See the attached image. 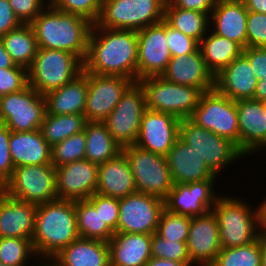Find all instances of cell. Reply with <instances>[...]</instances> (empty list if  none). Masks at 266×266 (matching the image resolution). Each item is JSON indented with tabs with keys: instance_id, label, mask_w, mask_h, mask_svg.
Returning a JSON list of instances; mask_svg holds the SVG:
<instances>
[{
	"instance_id": "12",
	"label": "cell",
	"mask_w": 266,
	"mask_h": 266,
	"mask_svg": "<svg viewBox=\"0 0 266 266\" xmlns=\"http://www.w3.org/2000/svg\"><path fill=\"white\" fill-rule=\"evenodd\" d=\"M145 110L143 88L138 82H134L122 95L114 110L102 121L122 149L135 144Z\"/></svg>"
},
{
	"instance_id": "25",
	"label": "cell",
	"mask_w": 266,
	"mask_h": 266,
	"mask_svg": "<svg viewBox=\"0 0 266 266\" xmlns=\"http://www.w3.org/2000/svg\"><path fill=\"white\" fill-rule=\"evenodd\" d=\"M166 159L174 184L216 180L218 177L203 163L192 147L180 138L168 151Z\"/></svg>"
},
{
	"instance_id": "45",
	"label": "cell",
	"mask_w": 266,
	"mask_h": 266,
	"mask_svg": "<svg viewBox=\"0 0 266 266\" xmlns=\"http://www.w3.org/2000/svg\"><path fill=\"white\" fill-rule=\"evenodd\" d=\"M87 200L95 207L96 211L100 212L102 220L108 225V227L114 233H117L119 199L95 193Z\"/></svg>"
},
{
	"instance_id": "23",
	"label": "cell",
	"mask_w": 266,
	"mask_h": 266,
	"mask_svg": "<svg viewBox=\"0 0 266 266\" xmlns=\"http://www.w3.org/2000/svg\"><path fill=\"white\" fill-rule=\"evenodd\" d=\"M248 10L242 0H217L210 14V31L247 47ZM212 19V20H211Z\"/></svg>"
},
{
	"instance_id": "19",
	"label": "cell",
	"mask_w": 266,
	"mask_h": 266,
	"mask_svg": "<svg viewBox=\"0 0 266 266\" xmlns=\"http://www.w3.org/2000/svg\"><path fill=\"white\" fill-rule=\"evenodd\" d=\"M98 164L87 159L58 166L56 192L59 200H87L96 193Z\"/></svg>"
},
{
	"instance_id": "50",
	"label": "cell",
	"mask_w": 266,
	"mask_h": 266,
	"mask_svg": "<svg viewBox=\"0 0 266 266\" xmlns=\"http://www.w3.org/2000/svg\"><path fill=\"white\" fill-rule=\"evenodd\" d=\"M242 54L249 60L258 80L266 78V47H246Z\"/></svg>"
},
{
	"instance_id": "14",
	"label": "cell",
	"mask_w": 266,
	"mask_h": 266,
	"mask_svg": "<svg viewBox=\"0 0 266 266\" xmlns=\"http://www.w3.org/2000/svg\"><path fill=\"white\" fill-rule=\"evenodd\" d=\"M164 209L163 199L142 192L120 198L117 233H155Z\"/></svg>"
},
{
	"instance_id": "59",
	"label": "cell",
	"mask_w": 266,
	"mask_h": 266,
	"mask_svg": "<svg viewBox=\"0 0 266 266\" xmlns=\"http://www.w3.org/2000/svg\"><path fill=\"white\" fill-rule=\"evenodd\" d=\"M46 262H47V264H46ZM49 262V263H48ZM45 264V265H44ZM35 264H33L32 266H34ZM35 266H38V265H35ZM39 266H55V264L52 262V261H44L43 260V264L41 263V264H39Z\"/></svg>"
},
{
	"instance_id": "40",
	"label": "cell",
	"mask_w": 266,
	"mask_h": 266,
	"mask_svg": "<svg viewBox=\"0 0 266 266\" xmlns=\"http://www.w3.org/2000/svg\"><path fill=\"white\" fill-rule=\"evenodd\" d=\"M51 164L56 168L65 164L84 160L86 155L85 131L74 134L52 146Z\"/></svg>"
},
{
	"instance_id": "7",
	"label": "cell",
	"mask_w": 266,
	"mask_h": 266,
	"mask_svg": "<svg viewBox=\"0 0 266 266\" xmlns=\"http://www.w3.org/2000/svg\"><path fill=\"white\" fill-rule=\"evenodd\" d=\"M145 94L146 109L170 113L179 119L190 118L203 92L191 86L175 84L162 76L137 81Z\"/></svg>"
},
{
	"instance_id": "28",
	"label": "cell",
	"mask_w": 266,
	"mask_h": 266,
	"mask_svg": "<svg viewBox=\"0 0 266 266\" xmlns=\"http://www.w3.org/2000/svg\"><path fill=\"white\" fill-rule=\"evenodd\" d=\"M152 234L114 233L109 243L110 266H144L151 258Z\"/></svg>"
},
{
	"instance_id": "10",
	"label": "cell",
	"mask_w": 266,
	"mask_h": 266,
	"mask_svg": "<svg viewBox=\"0 0 266 266\" xmlns=\"http://www.w3.org/2000/svg\"><path fill=\"white\" fill-rule=\"evenodd\" d=\"M4 193L14 199L45 204L57 200L56 173L53 165H25L14 167L4 183Z\"/></svg>"
},
{
	"instance_id": "6",
	"label": "cell",
	"mask_w": 266,
	"mask_h": 266,
	"mask_svg": "<svg viewBox=\"0 0 266 266\" xmlns=\"http://www.w3.org/2000/svg\"><path fill=\"white\" fill-rule=\"evenodd\" d=\"M167 0H103L95 23L107 29L139 31L164 20Z\"/></svg>"
},
{
	"instance_id": "26",
	"label": "cell",
	"mask_w": 266,
	"mask_h": 266,
	"mask_svg": "<svg viewBox=\"0 0 266 266\" xmlns=\"http://www.w3.org/2000/svg\"><path fill=\"white\" fill-rule=\"evenodd\" d=\"M37 207L4 193L0 197V238L32 239Z\"/></svg>"
},
{
	"instance_id": "52",
	"label": "cell",
	"mask_w": 266,
	"mask_h": 266,
	"mask_svg": "<svg viewBox=\"0 0 266 266\" xmlns=\"http://www.w3.org/2000/svg\"><path fill=\"white\" fill-rule=\"evenodd\" d=\"M175 7L211 14L217 0H169Z\"/></svg>"
},
{
	"instance_id": "30",
	"label": "cell",
	"mask_w": 266,
	"mask_h": 266,
	"mask_svg": "<svg viewBox=\"0 0 266 266\" xmlns=\"http://www.w3.org/2000/svg\"><path fill=\"white\" fill-rule=\"evenodd\" d=\"M88 77L84 70L69 83L44 95L46 113L52 115L84 114Z\"/></svg>"
},
{
	"instance_id": "33",
	"label": "cell",
	"mask_w": 266,
	"mask_h": 266,
	"mask_svg": "<svg viewBox=\"0 0 266 266\" xmlns=\"http://www.w3.org/2000/svg\"><path fill=\"white\" fill-rule=\"evenodd\" d=\"M0 39L13 62L28 70L38 51V44L31 25L21 24Z\"/></svg>"
},
{
	"instance_id": "31",
	"label": "cell",
	"mask_w": 266,
	"mask_h": 266,
	"mask_svg": "<svg viewBox=\"0 0 266 266\" xmlns=\"http://www.w3.org/2000/svg\"><path fill=\"white\" fill-rule=\"evenodd\" d=\"M51 261L55 266H110L109 243L79 237Z\"/></svg>"
},
{
	"instance_id": "27",
	"label": "cell",
	"mask_w": 266,
	"mask_h": 266,
	"mask_svg": "<svg viewBox=\"0 0 266 266\" xmlns=\"http://www.w3.org/2000/svg\"><path fill=\"white\" fill-rule=\"evenodd\" d=\"M137 192L130 163L121 152L98 166L96 193L112 198H124Z\"/></svg>"
},
{
	"instance_id": "38",
	"label": "cell",
	"mask_w": 266,
	"mask_h": 266,
	"mask_svg": "<svg viewBox=\"0 0 266 266\" xmlns=\"http://www.w3.org/2000/svg\"><path fill=\"white\" fill-rule=\"evenodd\" d=\"M211 266H261L260 239L243 246L222 248Z\"/></svg>"
},
{
	"instance_id": "20",
	"label": "cell",
	"mask_w": 266,
	"mask_h": 266,
	"mask_svg": "<svg viewBox=\"0 0 266 266\" xmlns=\"http://www.w3.org/2000/svg\"><path fill=\"white\" fill-rule=\"evenodd\" d=\"M186 245L192 265L211 266L214 263L222 246L218 219L213 211L191 217Z\"/></svg>"
},
{
	"instance_id": "58",
	"label": "cell",
	"mask_w": 266,
	"mask_h": 266,
	"mask_svg": "<svg viewBox=\"0 0 266 266\" xmlns=\"http://www.w3.org/2000/svg\"><path fill=\"white\" fill-rule=\"evenodd\" d=\"M261 244V266H266V234H259Z\"/></svg>"
},
{
	"instance_id": "32",
	"label": "cell",
	"mask_w": 266,
	"mask_h": 266,
	"mask_svg": "<svg viewBox=\"0 0 266 266\" xmlns=\"http://www.w3.org/2000/svg\"><path fill=\"white\" fill-rule=\"evenodd\" d=\"M209 32L210 29L199 42V49L206 66L216 76L242 54L243 48L232 40Z\"/></svg>"
},
{
	"instance_id": "24",
	"label": "cell",
	"mask_w": 266,
	"mask_h": 266,
	"mask_svg": "<svg viewBox=\"0 0 266 266\" xmlns=\"http://www.w3.org/2000/svg\"><path fill=\"white\" fill-rule=\"evenodd\" d=\"M257 83L258 78L243 54L215 76V89L234 101L253 99Z\"/></svg>"
},
{
	"instance_id": "55",
	"label": "cell",
	"mask_w": 266,
	"mask_h": 266,
	"mask_svg": "<svg viewBox=\"0 0 266 266\" xmlns=\"http://www.w3.org/2000/svg\"><path fill=\"white\" fill-rule=\"evenodd\" d=\"M258 208L259 234H266V198L264 197Z\"/></svg>"
},
{
	"instance_id": "42",
	"label": "cell",
	"mask_w": 266,
	"mask_h": 266,
	"mask_svg": "<svg viewBox=\"0 0 266 266\" xmlns=\"http://www.w3.org/2000/svg\"><path fill=\"white\" fill-rule=\"evenodd\" d=\"M151 253L153 258L183 262L187 266H193L187 252L186 242L166 240L156 232L152 234Z\"/></svg>"
},
{
	"instance_id": "1",
	"label": "cell",
	"mask_w": 266,
	"mask_h": 266,
	"mask_svg": "<svg viewBox=\"0 0 266 266\" xmlns=\"http://www.w3.org/2000/svg\"><path fill=\"white\" fill-rule=\"evenodd\" d=\"M137 31L107 29L93 24L83 70L91 74L116 75L137 82Z\"/></svg>"
},
{
	"instance_id": "57",
	"label": "cell",
	"mask_w": 266,
	"mask_h": 266,
	"mask_svg": "<svg viewBox=\"0 0 266 266\" xmlns=\"http://www.w3.org/2000/svg\"><path fill=\"white\" fill-rule=\"evenodd\" d=\"M253 99L261 102L266 101V78L258 80Z\"/></svg>"
},
{
	"instance_id": "39",
	"label": "cell",
	"mask_w": 266,
	"mask_h": 266,
	"mask_svg": "<svg viewBox=\"0 0 266 266\" xmlns=\"http://www.w3.org/2000/svg\"><path fill=\"white\" fill-rule=\"evenodd\" d=\"M29 258H37L32 239L0 238V262L2 264L5 266H26V264H29L27 263L30 261Z\"/></svg>"
},
{
	"instance_id": "29",
	"label": "cell",
	"mask_w": 266,
	"mask_h": 266,
	"mask_svg": "<svg viewBox=\"0 0 266 266\" xmlns=\"http://www.w3.org/2000/svg\"><path fill=\"white\" fill-rule=\"evenodd\" d=\"M51 148L41 130L10 132L9 150L14 167L52 165Z\"/></svg>"
},
{
	"instance_id": "17",
	"label": "cell",
	"mask_w": 266,
	"mask_h": 266,
	"mask_svg": "<svg viewBox=\"0 0 266 266\" xmlns=\"http://www.w3.org/2000/svg\"><path fill=\"white\" fill-rule=\"evenodd\" d=\"M215 182V180H204L187 184H174L168 197L164 200L165 209L189 217L206 215L212 211L217 198L220 196L214 192Z\"/></svg>"
},
{
	"instance_id": "35",
	"label": "cell",
	"mask_w": 266,
	"mask_h": 266,
	"mask_svg": "<svg viewBox=\"0 0 266 266\" xmlns=\"http://www.w3.org/2000/svg\"><path fill=\"white\" fill-rule=\"evenodd\" d=\"M164 20L183 34L200 42L210 29V14L175 7L169 0L165 5Z\"/></svg>"
},
{
	"instance_id": "37",
	"label": "cell",
	"mask_w": 266,
	"mask_h": 266,
	"mask_svg": "<svg viewBox=\"0 0 266 266\" xmlns=\"http://www.w3.org/2000/svg\"><path fill=\"white\" fill-rule=\"evenodd\" d=\"M77 231L80 238L109 242L114 232L88 200L75 201Z\"/></svg>"
},
{
	"instance_id": "3",
	"label": "cell",
	"mask_w": 266,
	"mask_h": 266,
	"mask_svg": "<svg viewBox=\"0 0 266 266\" xmlns=\"http://www.w3.org/2000/svg\"><path fill=\"white\" fill-rule=\"evenodd\" d=\"M78 238L75 201L57 199L38 205L32 236L37 261H51Z\"/></svg>"
},
{
	"instance_id": "8",
	"label": "cell",
	"mask_w": 266,
	"mask_h": 266,
	"mask_svg": "<svg viewBox=\"0 0 266 266\" xmlns=\"http://www.w3.org/2000/svg\"><path fill=\"white\" fill-rule=\"evenodd\" d=\"M179 138L192 147L216 176L238 158L245 157L234 143L196 125L189 118L181 119Z\"/></svg>"
},
{
	"instance_id": "54",
	"label": "cell",
	"mask_w": 266,
	"mask_h": 266,
	"mask_svg": "<svg viewBox=\"0 0 266 266\" xmlns=\"http://www.w3.org/2000/svg\"><path fill=\"white\" fill-rule=\"evenodd\" d=\"M16 64L13 62L12 58L6 51L1 39H0V68L7 69L15 67Z\"/></svg>"
},
{
	"instance_id": "56",
	"label": "cell",
	"mask_w": 266,
	"mask_h": 266,
	"mask_svg": "<svg viewBox=\"0 0 266 266\" xmlns=\"http://www.w3.org/2000/svg\"><path fill=\"white\" fill-rule=\"evenodd\" d=\"M144 266H187L183 262H176L161 258H151Z\"/></svg>"
},
{
	"instance_id": "16",
	"label": "cell",
	"mask_w": 266,
	"mask_h": 266,
	"mask_svg": "<svg viewBox=\"0 0 266 266\" xmlns=\"http://www.w3.org/2000/svg\"><path fill=\"white\" fill-rule=\"evenodd\" d=\"M137 81L146 77L161 76L172 56L166 42V21L137 31Z\"/></svg>"
},
{
	"instance_id": "41",
	"label": "cell",
	"mask_w": 266,
	"mask_h": 266,
	"mask_svg": "<svg viewBox=\"0 0 266 266\" xmlns=\"http://www.w3.org/2000/svg\"><path fill=\"white\" fill-rule=\"evenodd\" d=\"M191 217L164 209L156 233L166 240L187 242Z\"/></svg>"
},
{
	"instance_id": "22",
	"label": "cell",
	"mask_w": 266,
	"mask_h": 266,
	"mask_svg": "<svg viewBox=\"0 0 266 266\" xmlns=\"http://www.w3.org/2000/svg\"><path fill=\"white\" fill-rule=\"evenodd\" d=\"M161 76L175 84L196 87L202 92L215 88V76L206 66L199 48L190 54L172 57Z\"/></svg>"
},
{
	"instance_id": "4",
	"label": "cell",
	"mask_w": 266,
	"mask_h": 266,
	"mask_svg": "<svg viewBox=\"0 0 266 266\" xmlns=\"http://www.w3.org/2000/svg\"><path fill=\"white\" fill-rule=\"evenodd\" d=\"M243 200L221 195L212 208L218 219L222 248L247 245L259 237L258 208Z\"/></svg>"
},
{
	"instance_id": "21",
	"label": "cell",
	"mask_w": 266,
	"mask_h": 266,
	"mask_svg": "<svg viewBox=\"0 0 266 266\" xmlns=\"http://www.w3.org/2000/svg\"><path fill=\"white\" fill-rule=\"evenodd\" d=\"M239 126V150L245 155L266 148V108L254 99L236 101Z\"/></svg>"
},
{
	"instance_id": "34",
	"label": "cell",
	"mask_w": 266,
	"mask_h": 266,
	"mask_svg": "<svg viewBox=\"0 0 266 266\" xmlns=\"http://www.w3.org/2000/svg\"><path fill=\"white\" fill-rule=\"evenodd\" d=\"M85 159L96 164L105 163L122 152V148L115 142L108 129L102 122H87Z\"/></svg>"
},
{
	"instance_id": "48",
	"label": "cell",
	"mask_w": 266,
	"mask_h": 266,
	"mask_svg": "<svg viewBox=\"0 0 266 266\" xmlns=\"http://www.w3.org/2000/svg\"><path fill=\"white\" fill-rule=\"evenodd\" d=\"M8 2L22 24H30L49 4V0H8Z\"/></svg>"
},
{
	"instance_id": "15",
	"label": "cell",
	"mask_w": 266,
	"mask_h": 266,
	"mask_svg": "<svg viewBox=\"0 0 266 266\" xmlns=\"http://www.w3.org/2000/svg\"><path fill=\"white\" fill-rule=\"evenodd\" d=\"M88 93L84 115L87 122H102L134 83L130 78L87 72Z\"/></svg>"
},
{
	"instance_id": "13",
	"label": "cell",
	"mask_w": 266,
	"mask_h": 266,
	"mask_svg": "<svg viewBox=\"0 0 266 266\" xmlns=\"http://www.w3.org/2000/svg\"><path fill=\"white\" fill-rule=\"evenodd\" d=\"M45 114L44 95L29 85L19 92L0 96V123L10 131L40 130Z\"/></svg>"
},
{
	"instance_id": "47",
	"label": "cell",
	"mask_w": 266,
	"mask_h": 266,
	"mask_svg": "<svg viewBox=\"0 0 266 266\" xmlns=\"http://www.w3.org/2000/svg\"><path fill=\"white\" fill-rule=\"evenodd\" d=\"M247 47H266V14L248 11Z\"/></svg>"
},
{
	"instance_id": "5",
	"label": "cell",
	"mask_w": 266,
	"mask_h": 266,
	"mask_svg": "<svg viewBox=\"0 0 266 266\" xmlns=\"http://www.w3.org/2000/svg\"><path fill=\"white\" fill-rule=\"evenodd\" d=\"M83 71V62L70 52L38 48L28 69V85L41 95L69 83Z\"/></svg>"
},
{
	"instance_id": "49",
	"label": "cell",
	"mask_w": 266,
	"mask_h": 266,
	"mask_svg": "<svg viewBox=\"0 0 266 266\" xmlns=\"http://www.w3.org/2000/svg\"><path fill=\"white\" fill-rule=\"evenodd\" d=\"M10 129L0 123V181L4 184L12 175L14 165L9 150Z\"/></svg>"
},
{
	"instance_id": "53",
	"label": "cell",
	"mask_w": 266,
	"mask_h": 266,
	"mask_svg": "<svg viewBox=\"0 0 266 266\" xmlns=\"http://www.w3.org/2000/svg\"><path fill=\"white\" fill-rule=\"evenodd\" d=\"M248 11L266 14V0H242Z\"/></svg>"
},
{
	"instance_id": "2",
	"label": "cell",
	"mask_w": 266,
	"mask_h": 266,
	"mask_svg": "<svg viewBox=\"0 0 266 266\" xmlns=\"http://www.w3.org/2000/svg\"><path fill=\"white\" fill-rule=\"evenodd\" d=\"M30 25L38 48L70 52L84 62L93 26L88 19L59 11L48 4Z\"/></svg>"
},
{
	"instance_id": "51",
	"label": "cell",
	"mask_w": 266,
	"mask_h": 266,
	"mask_svg": "<svg viewBox=\"0 0 266 266\" xmlns=\"http://www.w3.org/2000/svg\"><path fill=\"white\" fill-rule=\"evenodd\" d=\"M21 24L8 0H0V38L10 30L18 28Z\"/></svg>"
},
{
	"instance_id": "36",
	"label": "cell",
	"mask_w": 266,
	"mask_h": 266,
	"mask_svg": "<svg viewBox=\"0 0 266 266\" xmlns=\"http://www.w3.org/2000/svg\"><path fill=\"white\" fill-rule=\"evenodd\" d=\"M87 123L84 114H45L41 124L43 138L52 147L68 137L83 132Z\"/></svg>"
},
{
	"instance_id": "60",
	"label": "cell",
	"mask_w": 266,
	"mask_h": 266,
	"mask_svg": "<svg viewBox=\"0 0 266 266\" xmlns=\"http://www.w3.org/2000/svg\"><path fill=\"white\" fill-rule=\"evenodd\" d=\"M4 194V184L0 181V197Z\"/></svg>"
},
{
	"instance_id": "43",
	"label": "cell",
	"mask_w": 266,
	"mask_h": 266,
	"mask_svg": "<svg viewBox=\"0 0 266 266\" xmlns=\"http://www.w3.org/2000/svg\"><path fill=\"white\" fill-rule=\"evenodd\" d=\"M103 0H49L55 9L77 14L95 24L100 16Z\"/></svg>"
},
{
	"instance_id": "46",
	"label": "cell",
	"mask_w": 266,
	"mask_h": 266,
	"mask_svg": "<svg viewBox=\"0 0 266 266\" xmlns=\"http://www.w3.org/2000/svg\"><path fill=\"white\" fill-rule=\"evenodd\" d=\"M166 42L172 57L187 55L199 48V42L166 22Z\"/></svg>"
},
{
	"instance_id": "44",
	"label": "cell",
	"mask_w": 266,
	"mask_h": 266,
	"mask_svg": "<svg viewBox=\"0 0 266 266\" xmlns=\"http://www.w3.org/2000/svg\"><path fill=\"white\" fill-rule=\"evenodd\" d=\"M28 86V70L16 65L12 68H0V96L16 93Z\"/></svg>"
},
{
	"instance_id": "11",
	"label": "cell",
	"mask_w": 266,
	"mask_h": 266,
	"mask_svg": "<svg viewBox=\"0 0 266 266\" xmlns=\"http://www.w3.org/2000/svg\"><path fill=\"white\" fill-rule=\"evenodd\" d=\"M196 125L228 139L239 149V126L236 101L215 88L203 92L189 118Z\"/></svg>"
},
{
	"instance_id": "18",
	"label": "cell",
	"mask_w": 266,
	"mask_h": 266,
	"mask_svg": "<svg viewBox=\"0 0 266 266\" xmlns=\"http://www.w3.org/2000/svg\"><path fill=\"white\" fill-rule=\"evenodd\" d=\"M181 119L164 112L146 109L141 119L135 145L152 153L166 156L179 138Z\"/></svg>"
},
{
	"instance_id": "9",
	"label": "cell",
	"mask_w": 266,
	"mask_h": 266,
	"mask_svg": "<svg viewBox=\"0 0 266 266\" xmlns=\"http://www.w3.org/2000/svg\"><path fill=\"white\" fill-rule=\"evenodd\" d=\"M133 173L137 192L165 200L174 186L166 156L131 145L122 149Z\"/></svg>"
}]
</instances>
